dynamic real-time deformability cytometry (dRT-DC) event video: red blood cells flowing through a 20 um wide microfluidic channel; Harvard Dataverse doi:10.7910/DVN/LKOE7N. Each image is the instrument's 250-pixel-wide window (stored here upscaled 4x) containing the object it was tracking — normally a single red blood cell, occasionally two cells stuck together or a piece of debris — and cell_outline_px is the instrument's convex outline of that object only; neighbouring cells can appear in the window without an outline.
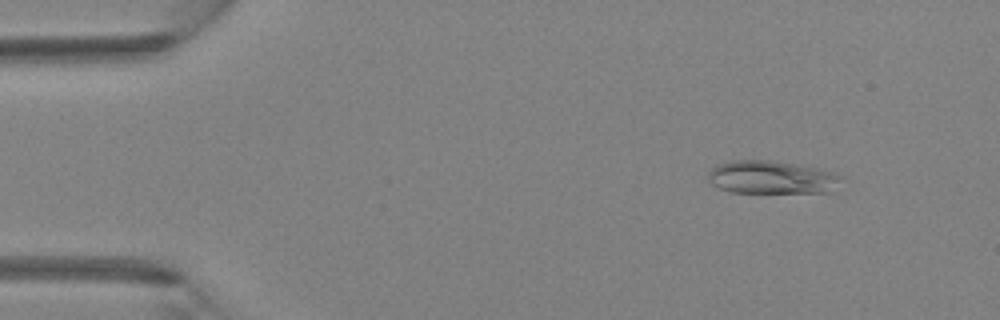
{"species": "Egyptian fruit bat (a non-hibernating species)", "species_latin": "Rousettus aegyptiacus", "temperature_condition": "room temperature", "stored_images_in_passage": 4, "camera_frame_rate_fps": 3000, "um_per_image_px": 0.085, "animal": {"sex": "female"}, "frame": {"image": 1, "passage_image": 2, "time_ms": 0.333, "image_size_px": [1000, 320], "cell_outline_px": [[844, 180], [832, 192], [728, 192], [712, 184], [708, 180], [708, 172], [712, 168], [720, 164], [732, 160], [768, 160], [820, 168], [844, 176]], "centroid_in_image_um": [65.64, 15.08], "position_along_channel_um": 19.4, "area_um2": 25.78}}